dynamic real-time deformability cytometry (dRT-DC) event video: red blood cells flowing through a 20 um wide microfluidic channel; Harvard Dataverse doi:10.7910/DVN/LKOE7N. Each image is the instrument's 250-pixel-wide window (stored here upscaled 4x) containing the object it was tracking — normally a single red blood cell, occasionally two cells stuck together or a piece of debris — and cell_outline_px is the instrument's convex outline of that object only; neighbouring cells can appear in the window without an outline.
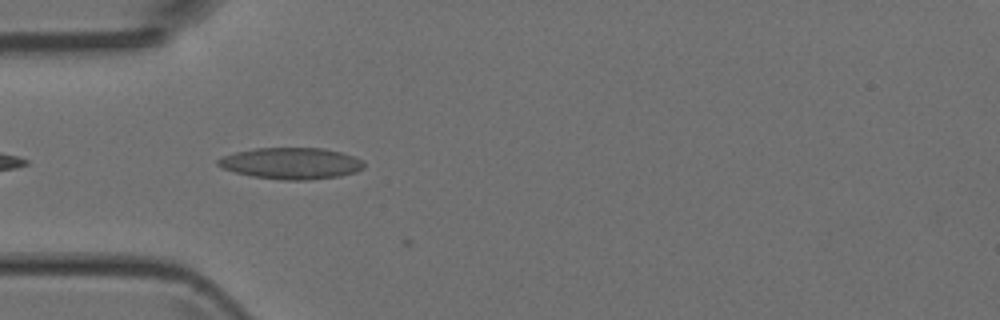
{"species": "Egyptian fruit bat (a non-hibernating species)", "species_latin": "Rousettus aegyptiacus", "temperature_condition": "room temperature", "stored_images_in_passage": 4, "camera_frame_rate_fps": 3000, "um_per_image_px": 0.085, "animal": {"sex": "female"}, "frame": {"image": 1, "passage_image": 2, "time_ms": 0.333, "image_size_px": [1000, 320], "cell_outline_px": [[364, 168], [356, 172], [340, 176], [308, 180], [284, 180], [252, 176], [236, 172], [224, 168], [216, 164], [216, 160], [224, 156], [236, 152], [256, 148], [324, 148], [340, 152], [364, 160]], "centroid_in_image_um": [24.78, 13.88], "position_along_channel_um": 60.2, "area_um2": 26.65}}